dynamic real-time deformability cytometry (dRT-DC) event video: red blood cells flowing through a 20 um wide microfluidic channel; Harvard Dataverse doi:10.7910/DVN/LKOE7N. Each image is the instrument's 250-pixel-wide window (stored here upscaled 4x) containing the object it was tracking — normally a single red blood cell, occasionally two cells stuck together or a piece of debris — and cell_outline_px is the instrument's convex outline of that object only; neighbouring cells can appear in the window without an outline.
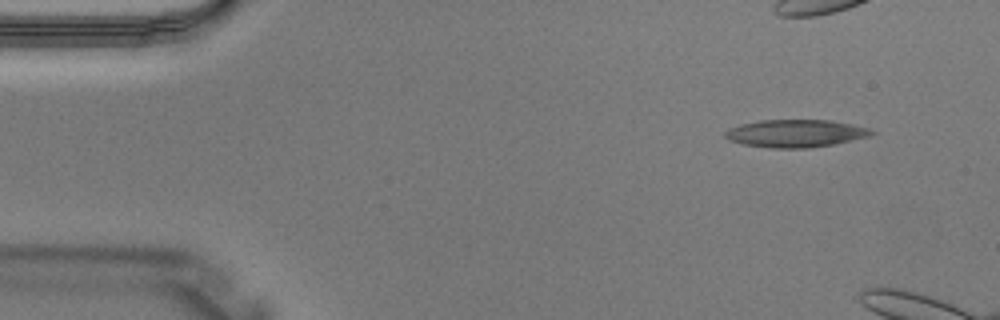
{"species": "Egyptian fruit bat (a non-hibernating species)", "species_latin": "Rousettus aegyptiacus", "temperature_condition": "warm", "stored_images_in_passage": 3, "camera_frame_rate_fps": 3000, "um_per_image_px": 0.085, "animal": {"sex": "male"}, "frame": {"image": 1, "passage_image": 1, "time_ms": 0.0, "image_size_px": [1000, 320], "cell_outline_px": [[876, 132], [868, 136], [832, 144], [808, 148], [772, 148], [744, 144], [728, 140], [724, 136], [724, 132], [728, 128], [740, 124], [760, 120], [832, 120], [852, 124], [868, 128]], "centroid_in_image_um": [67.58, 11.33], "position_along_channel_um": 17.4, "area_um2": 23.47}}